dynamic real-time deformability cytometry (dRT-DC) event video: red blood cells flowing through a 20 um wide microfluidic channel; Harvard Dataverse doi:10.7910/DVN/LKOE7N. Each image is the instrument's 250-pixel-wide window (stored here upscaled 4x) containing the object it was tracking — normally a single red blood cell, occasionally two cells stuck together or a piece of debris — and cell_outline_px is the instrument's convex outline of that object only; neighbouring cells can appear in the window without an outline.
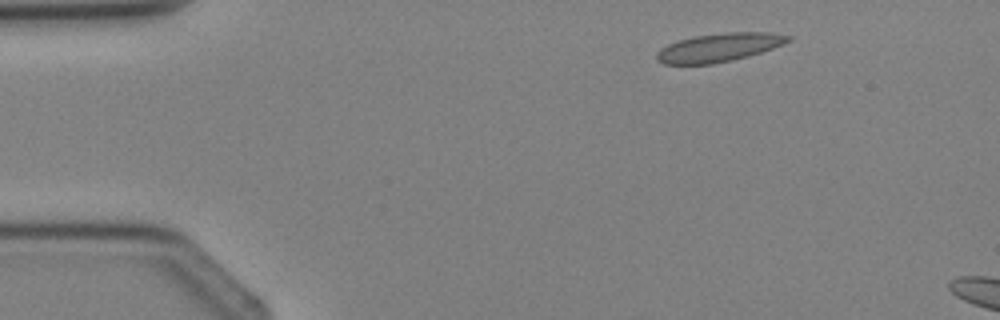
{"species": "Egyptian fruit bat (a non-hibernating species)", "species_latin": "Rousettus aegyptiacus", "temperature_condition": "cold", "stored_images_in_passage": 3, "camera_frame_rate_fps": 3000, "um_per_image_px": 0.085, "animal": {"sex": "female"}, "frame": {"image": 1, "passage_image": 1, "time_ms": 0.0, "image_size_px": [1000, 320], "cell_outline_px": [[792, 40], [784, 44], [748, 56], [712, 64], [664, 64], [656, 60], [656, 52], [660, 48], [676, 40], [696, 36], [728, 32], [768, 32], [792, 36]], "centroid_in_image_um": [61.09, 4.03], "position_along_channel_um": 23.9, "area_um2": 21.79}}